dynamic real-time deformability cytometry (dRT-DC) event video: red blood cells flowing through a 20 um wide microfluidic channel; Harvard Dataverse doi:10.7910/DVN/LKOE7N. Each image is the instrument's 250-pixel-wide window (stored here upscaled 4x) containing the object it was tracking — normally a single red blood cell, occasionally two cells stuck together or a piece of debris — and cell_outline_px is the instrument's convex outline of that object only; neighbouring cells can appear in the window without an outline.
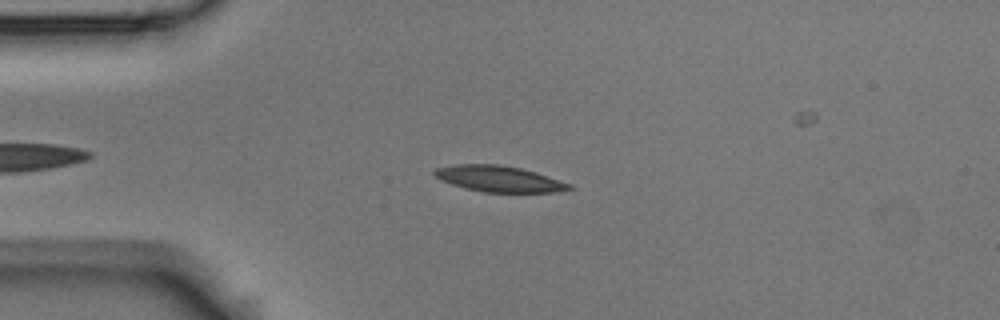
{"species": "Egyptian fruit bat (a non-hibernating species)", "species_latin": "Rousettus aegyptiacus", "temperature_condition": "room temperature", "stored_images_in_passage": 5, "camera_frame_rate_fps": 3000, "um_per_image_px": 0.085, "animal": {"sex": "male"}, "frame": {"image": 1, "passage_image": 3, "time_ms": 0.667, "image_size_px": [1000, 320], "cell_outline_px": [[576, 188], [552, 192], [484, 192], [464, 188], [440, 180], [432, 176], [432, 172], [436, 168], [456, 164], [500, 164], [520, 168], [536, 172], [572, 184]], "centroid_in_image_um": [42.39, 15.19], "position_along_channel_um": 42.6, "area_um2": 20.58}}